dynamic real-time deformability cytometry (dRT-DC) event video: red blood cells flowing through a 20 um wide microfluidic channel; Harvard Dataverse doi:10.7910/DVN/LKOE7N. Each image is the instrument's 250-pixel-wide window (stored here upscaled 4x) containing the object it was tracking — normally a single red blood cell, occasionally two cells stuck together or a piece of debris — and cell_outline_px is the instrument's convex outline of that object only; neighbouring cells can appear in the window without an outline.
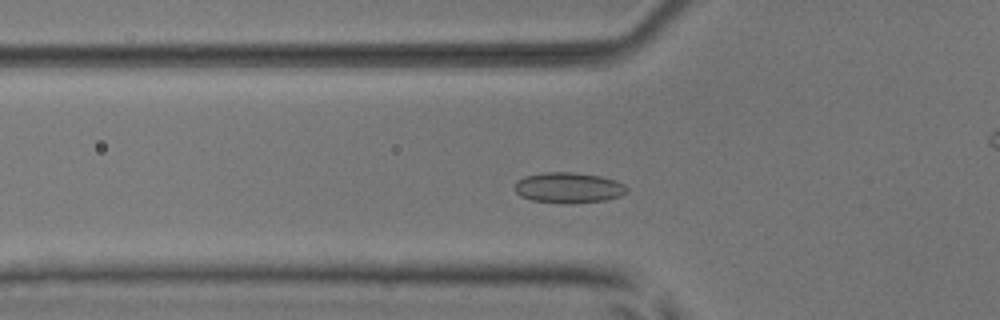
{"species": "common noctule bat (a hibernating species)", "species_latin": "Nyctalus noctula", "temperature_condition": "room temperature", "stored_images_in_passage": 43, "camera_frame_rate_fps": 3000, "um_per_image_px": 0.085, "animal": {"sex": "male", "body_mass_g": 17.9, "forearm_length_mm": 54.2}, "frame": {"image": 1, "passage_image": 7, "time_ms": 2.0, "image_size_px": [1000, 320], "cell_outline_px": [[628, 192], [620, 196], [604, 200], [532, 200], [520, 196], [516, 192], [516, 180], [524, 176], [544, 172], [572, 172], [600, 176], [616, 180], [624, 184], [628, 188]], "centroid_in_image_um": [48.34, 15.89], "position_along_channel_um": 77.5, "area_um2": 19.02}}
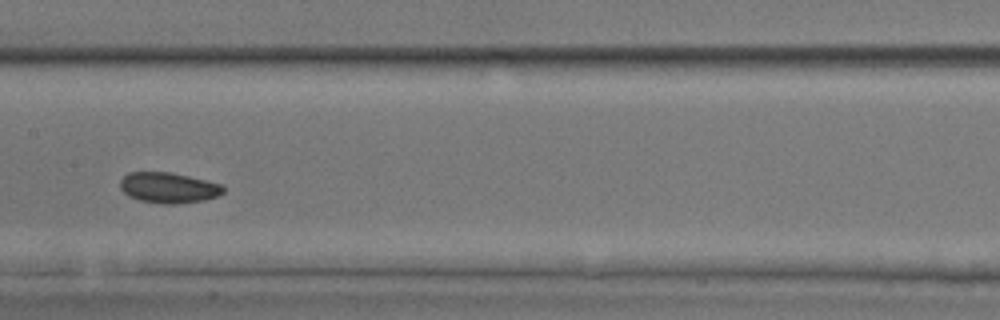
{"frame": {"image": 2, "passage_image": 16, "time_ms": 5.0, "image_size_px": [1000, 320], "cell_outline_px": [[224, 192], [220, 196], [204, 200], [176, 204], [164, 204], [140, 200], [128, 196], [120, 188], [120, 180], [128, 172], [172, 172], [224, 184]], "centroid_in_image_um": [14.36, 15.95], "position_along_channel_um": 193.0, "area_um2": 18.61}}
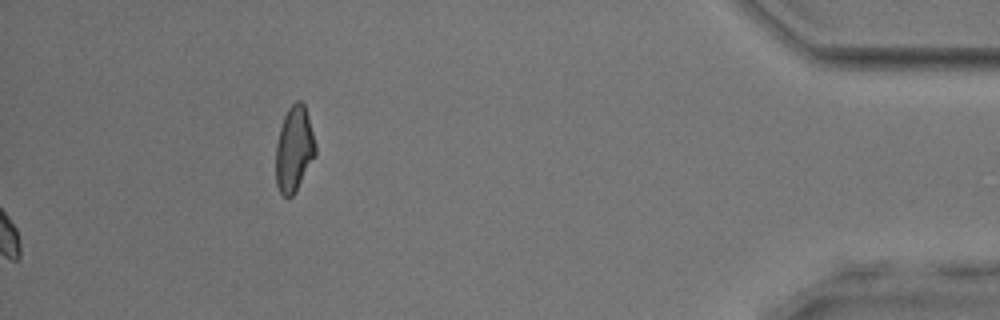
{"frame": {"image": 3, "passage_image": 43, "time_ms": 14.0, "image_size_px": [1000, 320], "cell_outline_px": [[316, 156], [296, 192], [288, 200], [280, 192], [276, 184], [276, 144], [280, 128], [284, 116], [288, 108], [296, 100], [300, 100], [304, 104], [308, 116], [316, 144]], "centroid_in_image_um": [25.01, 12.71], "position_along_channel_um": 410.2, "area_um2": 20.0}}